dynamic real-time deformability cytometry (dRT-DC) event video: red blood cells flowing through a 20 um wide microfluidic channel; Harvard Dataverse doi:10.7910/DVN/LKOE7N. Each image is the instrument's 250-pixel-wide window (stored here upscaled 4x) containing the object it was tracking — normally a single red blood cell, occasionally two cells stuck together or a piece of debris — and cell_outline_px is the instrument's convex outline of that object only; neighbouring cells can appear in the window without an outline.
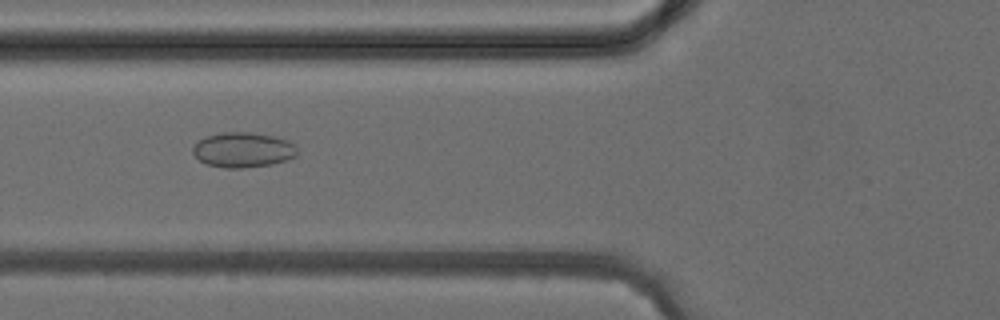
{"species": "common noctule bat (a hibernating species)", "species_latin": "Nyctalus noctula", "temperature_condition": "cold", "stored_images_in_passage": 2, "camera_frame_rate_fps": 3000, "um_per_image_px": 0.085, "animal": {"sex": "female", "body_mass_g": 24.6, "forearm_length_mm": 56.2}, "frame": {"image": 1, "passage_image": 2, "time_ms": 1.0, "image_size_px": [1000, 320], "cell_outline_px": [[296, 156], [272, 164], [244, 168], [224, 168], [204, 164], [192, 152], [192, 148], [200, 140], [208, 136], [220, 132], [248, 132], [276, 136], [288, 140], [296, 144]], "centroid_in_image_um": [20.66, 12.74], "position_along_channel_um": 105.1, "area_um2": 21.39}}